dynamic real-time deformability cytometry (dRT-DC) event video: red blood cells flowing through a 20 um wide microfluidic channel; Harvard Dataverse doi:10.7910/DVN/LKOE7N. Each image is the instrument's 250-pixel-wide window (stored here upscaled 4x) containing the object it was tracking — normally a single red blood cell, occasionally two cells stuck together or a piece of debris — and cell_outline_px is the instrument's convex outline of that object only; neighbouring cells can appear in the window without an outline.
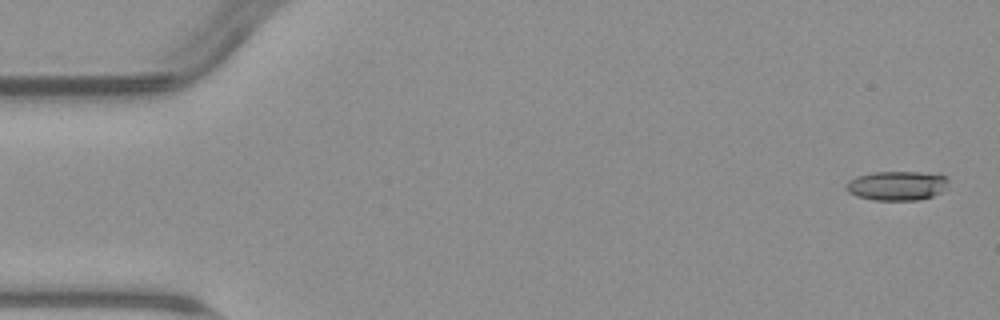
{"species": "common noctule bat (a hibernating species)", "species_latin": "Nyctalus noctula", "temperature_condition": "warm", "stored_images_in_passage": 5, "camera_frame_rate_fps": 3000, "um_per_image_px": 0.085, "animal": {"sex": "male", "body_mass_g": 23.1, "forearm_length_mm": 52.7}, "frame": {"image": 1, "passage_image": 1, "time_ms": 0.0, "image_size_px": [1000, 320], "cell_outline_px": [[948, 180], [944, 188], [940, 192], [932, 196], [920, 200], [872, 200], [856, 196], [848, 192], [844, 188], [844, 184], [848, 180], [856, 176], [872, 172], [920, 172], [948, 176]], "centroid_in_image_um": [76.17, 15.78], "position_along_channel_um": 8.8, "area_um2": 17.63}}
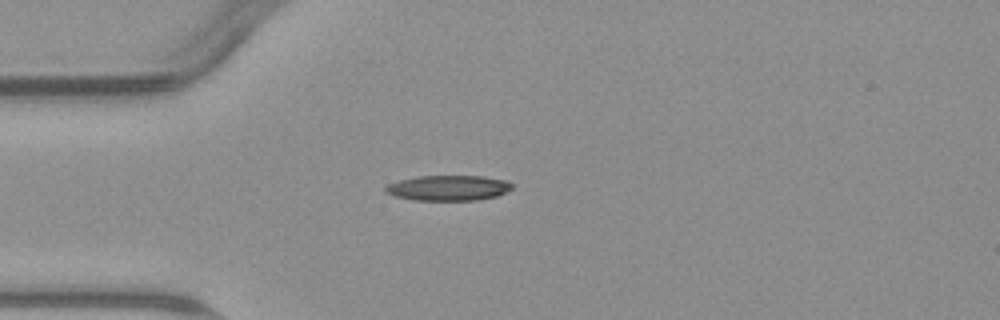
{"frame": {"image": 2, "passage_image": 4, "time_ms": 4.333, "image_size_px": [1000, 320], "cell_outline_px": [[512, 188], [496, 196], [476, 200], [412, 200], [396, 196], [384, 192], [384, 188], [388, 184], [400, 180], [416, 176], [484, 176], [508, 180], [512, 184]], "centroid_in_image_um": [38.1, 15.97], "position_along_channel_um": 46.9, "area_um2": 18.67}}